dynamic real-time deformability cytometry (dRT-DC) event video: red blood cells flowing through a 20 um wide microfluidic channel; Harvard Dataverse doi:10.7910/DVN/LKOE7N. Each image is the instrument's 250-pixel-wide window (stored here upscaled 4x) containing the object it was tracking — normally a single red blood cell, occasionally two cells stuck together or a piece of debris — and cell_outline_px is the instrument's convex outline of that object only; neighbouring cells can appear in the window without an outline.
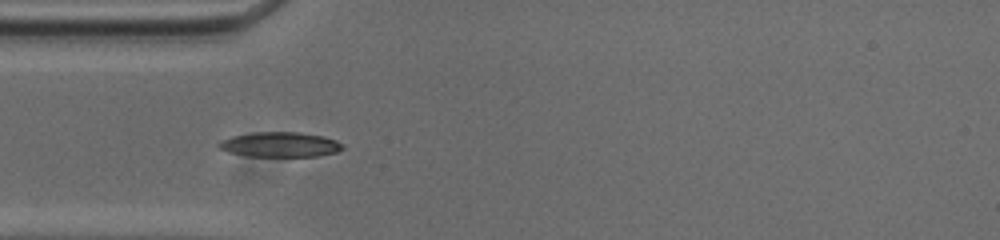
{"species": "common noctule bat (a hibernating species)", "species_latin": "Nyctalus noctula", "temperature_condition": "cold", "stored_images_in_passage": 40, "camera_frame_rate_fps": 3000, "um_per_image_px": 0.085, "animal": {"sex": "male", "body_mass_g": 20.0, "forearm_length_mm": 53.3}, "frame": {"image": 1, "passage_image": 2, "time_ms": 0.333, "image_size_px": [1000, 240], "cell_outline_px": [[344, 148], [336, 152], [316, 156], [248, 156], [228, 152], [216, 148], [216, 144], [220, 140], [232, 136], [252, 132], [296, 132], [324, 136], [336, 140], [344, 144]], "centroid_in_image_um": [23.76, 12.28], "position_along_channel_um": 61.2, "area_um2": 18.15}}
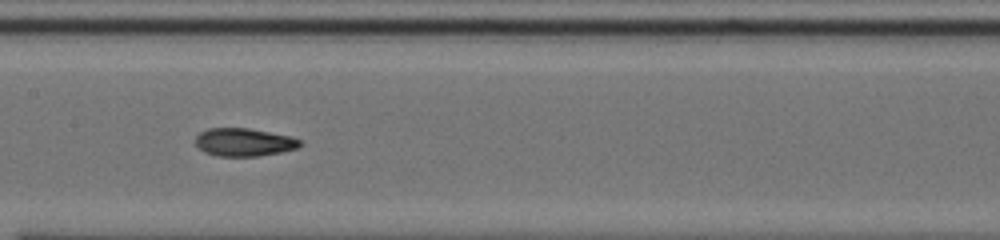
{"frame": {"image": 2, "passage_image": 12, "time_ms": 3.667, "image_size_px": [1000, 240], "cell_outline_px": [[304, 144], [296, 148], [280, 152], [256, 156], [216, 156], [204, 152], [196, 144], [196, 136], [200, 132], [208, 128], [248, 128], [292, 136], [300, 140]], "centroid_in_image_um": [20.75, 12.08], "position_along_channel_um": 186.7, "area_um2": 17.05}}
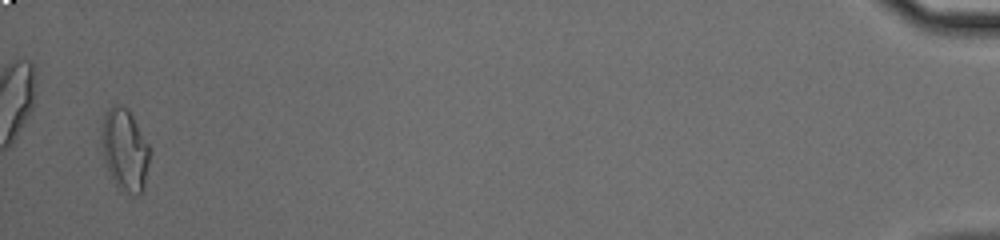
{"frame": {"image": 3, "passage_image": 39, "time_ms": 12.667, "image_size_px": [1000, 240], "cell_outline_px": [[152, 148], [144, 192], [140, 196], [136, 196], [120, 188], [116, 184], [104, 160], [100, 140], [100, 132], [104, 116], [108, 108], [112, 104], [116, 104], [128, 108]], "centroid_in_image_um": [10.65, 12.72], "position_along_channel_um": 424.6, "area_um2": 23.64}, "authors_computed_cell_mechanics": {"area_um2": 17.4845, "velocity_mm_per_s": 3.7506, "shape_relaxation_time_tau1_ms": 6.1641, "shape_relaxation_time_tau2_ms": 1.5551, "deformation_change_tau1": 0.198, "deformation_change_tau2": 0.0725}}